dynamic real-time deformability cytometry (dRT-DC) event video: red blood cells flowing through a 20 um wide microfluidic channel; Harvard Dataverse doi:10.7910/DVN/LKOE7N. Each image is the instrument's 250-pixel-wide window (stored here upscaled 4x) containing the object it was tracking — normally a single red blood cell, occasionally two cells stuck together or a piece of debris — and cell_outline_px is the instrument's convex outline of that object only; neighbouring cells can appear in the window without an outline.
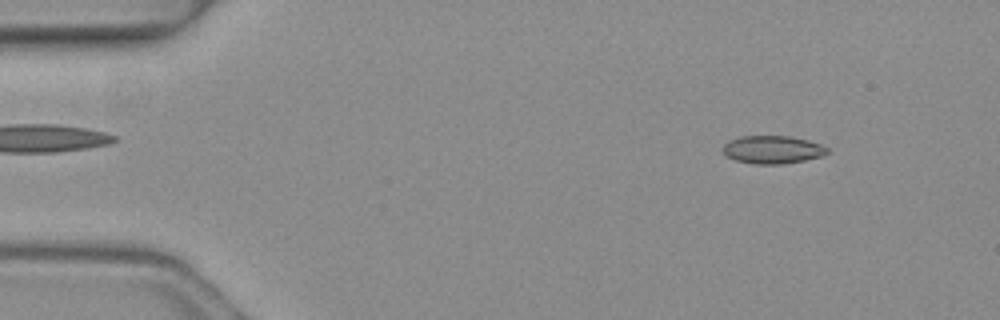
{"species": "common noctule bat (a hibernating species)", "species_latin": "Nyctalus noctula", "temperature_condition": "warm", "stored_images_in_passage": 5, "camera_frame_rate_fps": 3000, "um_per_image_px": 0.085, "animal": {"sex": "female", "body_mass_g": 19.3, "forearm_length_mm": 54.1}, "frame": {"image": 1, "passage_image": 2, "time_ms": 0.333, "image_size_px": [1000, 320], "cell_outline_px": [[828, 152], [820, 156], [804, 160], [784, 164], [756, 164], [736, 160], [728, 156], [724, 152], [724, 144], [728, 140], [740, 136], [788, 136], [808, 140], [820, 144], [828, 148]], "centroid_in_image_um": [65.66, 12.71], "position_along_channel_um": 19.3, "area_um2": 16.82}}
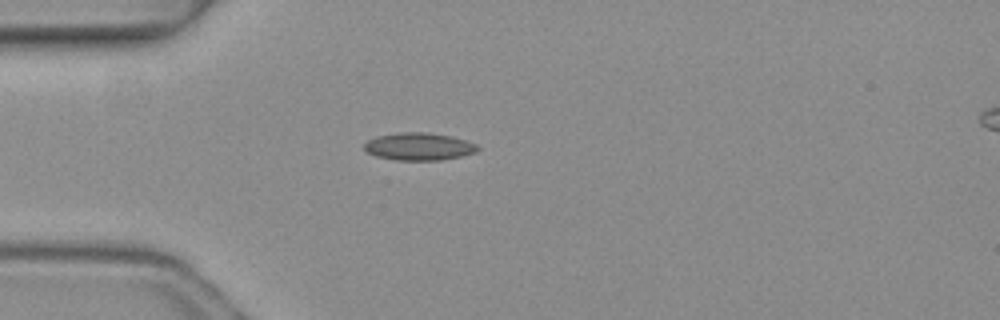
{"frame": {"image": 2, "passage_image": 4, "time_ms": 1.0, "image_size_px": [1000, 320], "cell_outline_px": [[480, 148], [476, 152], [460, 156], [440, 160], [396, 160], [376, 156], [368, 152], [364, 148], [364, 144], [368, 140], [376, 136], [400, 132], [424, 132], [452, 136], [476, 144]], "centroid_in_image_um": [35.6, 12.45], "position_along_channel_um": 49.4, "area_um2": 18.09}}